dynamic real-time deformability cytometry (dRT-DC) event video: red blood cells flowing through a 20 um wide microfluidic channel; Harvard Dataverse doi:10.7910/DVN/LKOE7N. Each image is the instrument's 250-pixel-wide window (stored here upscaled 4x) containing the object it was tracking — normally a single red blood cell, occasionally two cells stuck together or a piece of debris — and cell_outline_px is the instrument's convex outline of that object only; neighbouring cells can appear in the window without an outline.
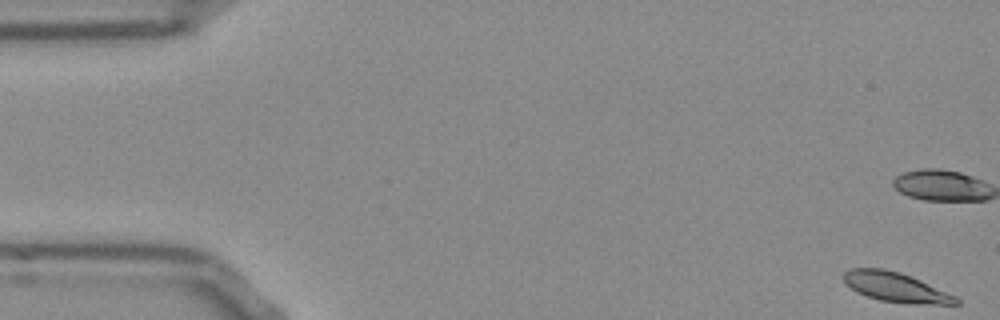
{"species": "Egyptian fruit bat (a non-hibernating species)", "species_latin": "Rousettus aegyptiacus", "temperature_condition": "room temperature", "stored_images_in_passage": 53, "camera_frame_rate_fps": 3000, "um_per_image_px": 0.085, "frame": {"image": 1, "passage_image": 1, "time_ms": 0.0, "image_size_px": [1000, 320], "cell_outline_px": [[960, 304], [908, 304], [880, 300], [856, 292], [840, 276], [844, 272], [852, 268], [884, 268], [900, 272], [920, 280], [956, 296], [960, 300]], "centroid_in_image_um": [76.14, 24.41], "position_along_channel_um": 8.9, "area_um2": 19.36}, "authors_computed_cell_mechanics": {"area_um2": 20.5768, "velocity_mm_per_s": 3.8034, "shape_relaxation_time_tau1_ms": 8.9099, "shape_relaxation_time_tau2_ms": 5.3479, "deformation_change_tau1": 0.1618, "deformation_change_tau2": 0.083}}